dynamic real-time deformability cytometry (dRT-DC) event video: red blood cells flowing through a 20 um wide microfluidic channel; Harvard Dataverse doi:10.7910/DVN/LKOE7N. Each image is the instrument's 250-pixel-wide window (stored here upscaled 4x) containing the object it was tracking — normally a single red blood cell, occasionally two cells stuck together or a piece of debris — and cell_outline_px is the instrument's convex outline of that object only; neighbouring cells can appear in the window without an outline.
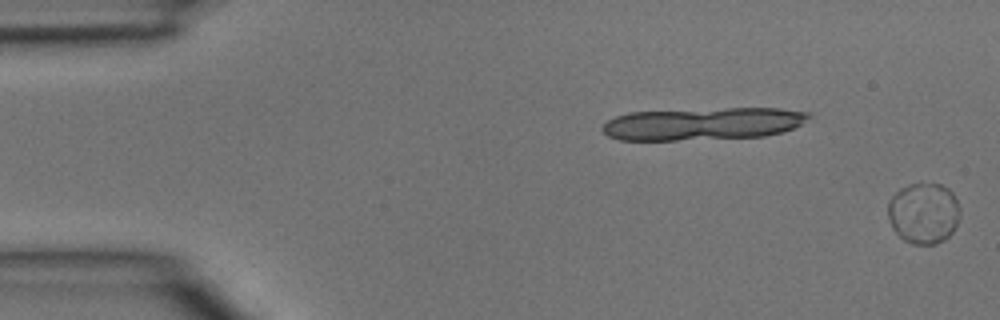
{"species": "common noctule bat (a hibernating species)", "species_latin": "Nyctalus noctula", "temperature_condition": "room temperature", "stored_images_in_passage": 6, "camera_frame_rate_fps": 3000, "um_per_image_px": 0.085, "animal": {"sex": "male", "body_mass_g": 15.6}, "frame": {"image": 1, "passage_image": 6, "time_ms": 1.667, "image_size_px": [1000, 320], "cell_outline_px": [[960, 212], [956, 224], [952, 232], [944, 240], [936, 244], [912, 244], [904, 240], [892, 228], [888, 220], [888, 204], [892, 196], [900, 188], [908, 184], [940, 184], [948, 188], [952, 192], [960, 208]], "centroid_in_image_um": [78.5, 18.12], "position_along_channel_um": 6.5, "area_um2": 25.61}}